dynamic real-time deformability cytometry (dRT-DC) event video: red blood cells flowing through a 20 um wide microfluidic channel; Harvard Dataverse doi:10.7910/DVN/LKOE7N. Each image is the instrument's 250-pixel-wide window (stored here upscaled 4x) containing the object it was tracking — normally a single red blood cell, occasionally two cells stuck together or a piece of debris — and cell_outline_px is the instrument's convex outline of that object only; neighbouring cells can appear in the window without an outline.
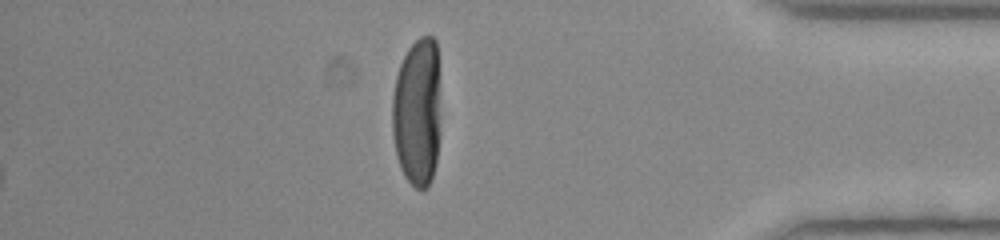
{"species": "human", "species_latin": "Homo sapiens", "temperature_condition": "room temperature", "stored_images_in_passage": 50, "camera_frame_rate_fps": 3000, "um_per_image_px": 0.085, "donor": {"sex": "female"}, "frame": {"image": 1, "passage_image": 50, "time_ms": 16.333, "image_size_px": [1000, 240], "cell_outline_px": [[440, 116], [436, 160], [432, 176], [428, 184], [424, 188], [416, 188], [404, 176], [400, 168], [396, 156], [392, 132], [392, 96], [396, 76], [400, 64], [408, 48], [420, 36], [432, 36], [436, 40]], "centroid_in_image_um": [35.45, 9.51], "position_along_channel_um": 399.8, "area_um2": 42.02}}